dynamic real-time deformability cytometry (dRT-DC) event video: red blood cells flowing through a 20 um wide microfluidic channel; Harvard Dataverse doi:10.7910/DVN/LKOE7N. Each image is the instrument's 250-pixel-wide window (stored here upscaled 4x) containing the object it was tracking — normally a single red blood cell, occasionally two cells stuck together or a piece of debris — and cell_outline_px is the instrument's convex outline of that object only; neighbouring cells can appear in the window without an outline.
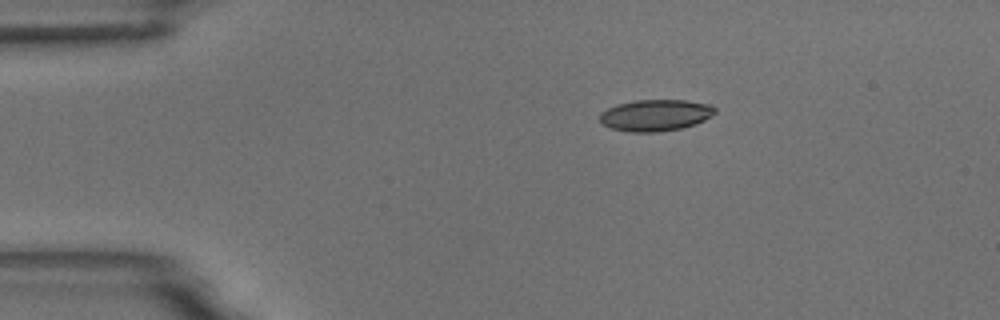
{"species": "common noctule bat (a hibernating species)", "species_latin": "Nyctalus noctula", "temperature_condition": "room temperature", "stored_images_in_passage": 2, "camera_frame_rate_fps": 3000, "um_per_image_px": 0.085, "animal": {"sex": "male", "body_mass_g": 18.8}, "frame": {"image": 1, "passage_image": 1, "time_ms": 0.0, "image_size_px": [1000, 320], "cell_outline_px": [[716, 112], [712, 116], [696, 124], [680, 128], [656, 132], [628, 132], [612, 128], [600, 124], [600, 112], [616, 104], [636, 100], [684, 100], [712, 104], [716, 108]], "centroid_in_image_um": [55.72, 9.79], "position_along_channel_um": 29.3, "area_um2": 21.33}}